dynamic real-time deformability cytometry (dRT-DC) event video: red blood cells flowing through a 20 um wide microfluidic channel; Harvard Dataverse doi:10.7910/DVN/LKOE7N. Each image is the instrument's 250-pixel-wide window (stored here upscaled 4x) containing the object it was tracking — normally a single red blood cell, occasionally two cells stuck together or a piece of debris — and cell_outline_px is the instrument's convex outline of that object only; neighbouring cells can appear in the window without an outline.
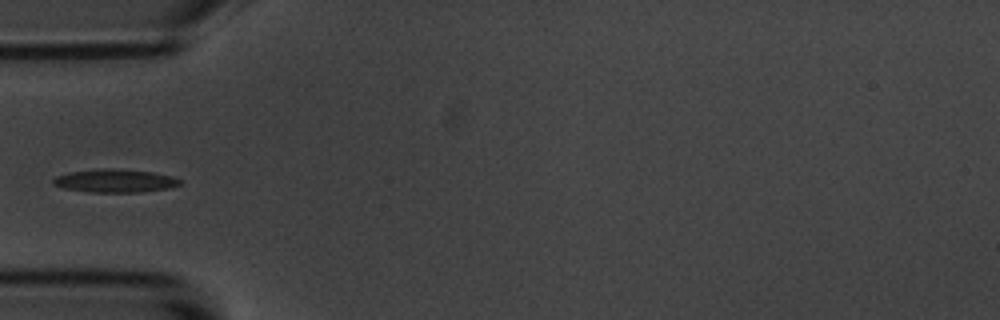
{"species": "common noctule bat (a hibernating species)", "species_latin": "Nyctalus noctula", "temperature_condition": "room temperature", "stored_images_in_passage": 10, "camera_frame_rate_fps": 3000, "um_per_image_px": 0.085, "animal": {"sex": "male", "body_mass_g": 20.1, "forearm_length_mm": 53.5}, "frame": {"image": 1, "passage_image": 7, "time_ms": 6.667, "image_size_px": [1000, 320], "cell_outline_px": [[180, 184], [168, 188], [140, 192], [92, 192], [64, 188], [52, 184], [52, 180], [56, 176], [68, 172], [104, 168], [112, 168], [152, 172], [172, 176], [180, 180]], "centroid_in_image_um": [9.74, 15.36], "position_along_channel_um": 75.3, "area_um2": 16.99}}
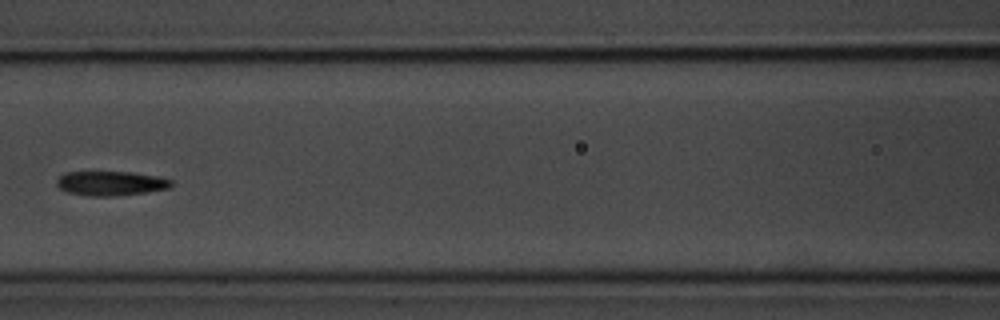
{"frame": {"image": 2, "passage_image": 9, "time_ms": 9.0, "image_size_px": [1000, 320], "cell_outline_px": [[172, 188], [148, 192], [116, 196], [88, 196], [68, 192], [60, 188], [56, 184], [56, 180], [60, 176], [68, 172], [132, 172], [160, 176], [172, 180]], "centroid_in_image_um": [9.48, 15.59], "position_along_channel_um": 157.1, "area_um2": 16.47}}
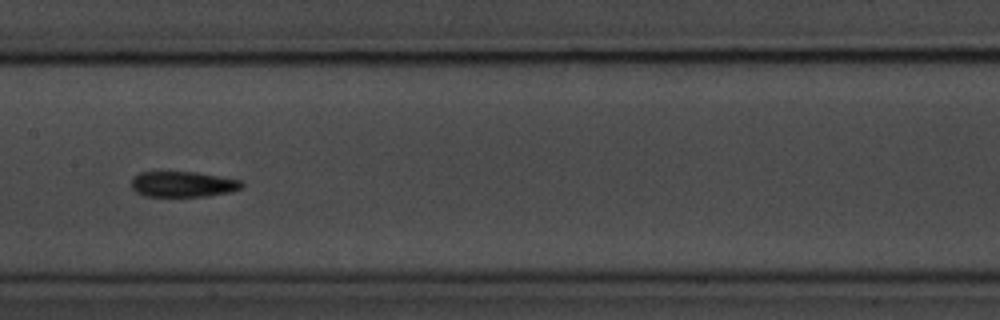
{"frame": {"image": 3, "passage_image": 10, "time_ms": 10.0, "image_size_px": [1000, 320], "cell_outline_px": [[244, 184], [240, 188], [232, 192], [208, 196], [144, 196], [136, 192], [132, 188], [132, 176], [140, 172], [196, 172], [244, 180]], "centroid_in_image_um": [15.58, 15.65], "position_along_channel_um": 191.8, "area_um2": 16.65}}